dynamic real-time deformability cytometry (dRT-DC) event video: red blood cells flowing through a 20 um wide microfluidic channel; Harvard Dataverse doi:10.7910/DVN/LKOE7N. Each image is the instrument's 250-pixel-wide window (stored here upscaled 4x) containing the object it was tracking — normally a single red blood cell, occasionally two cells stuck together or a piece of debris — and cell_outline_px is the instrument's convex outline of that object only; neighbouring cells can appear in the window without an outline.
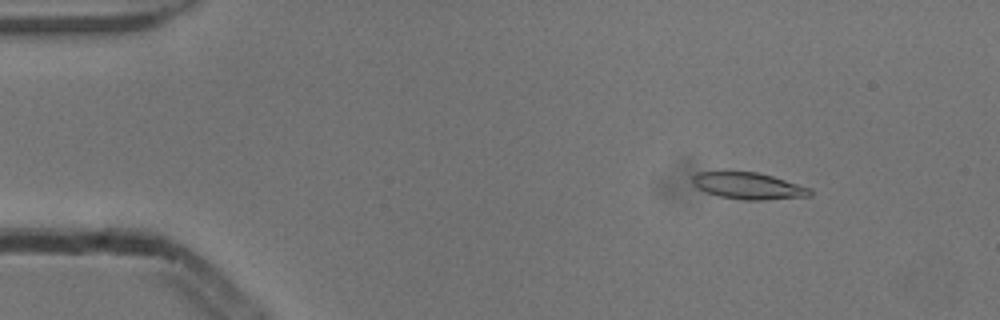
{"species": "common noctule bat (a hibernating species)", "species_latin": "Nyctalus noctula", "temperature_condition": "cold", "stored_images_in_passage": 7, "camera_frame_rate_fps": 3000, "um_per_image_px": 0.085, "animal": {"sex": "male", "body_mass_g": 13.3}, "frame": {"image": 1, "passage_image": 2, "time_ms": 0.333, "image_size_px": [1000, 320], "cell_outline_px": [[812, 196], [764, 200], [744, 200], [720, 196], [704, 192], [692, 184], [692, 176], [700, 172], [724, 168], [760, 172], [812, 188]], "centroid_in_image_um": [63.57, 15.75], "position_along_channel_um": 21.4, "area_um2": 19.25}}
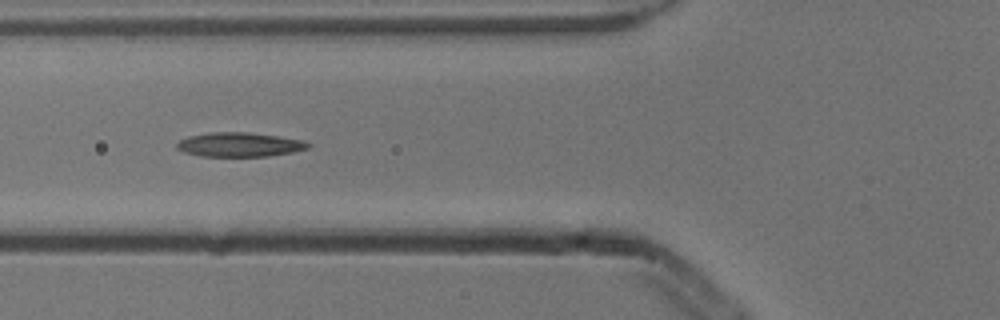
{"frame": {"image": 2, "passage_image": 5, "time_ms": 1.333, "image_size_px": [1000, 320], "cell_outline_px": [[312, 144], [308, 148], [292, 152], [268, 156], [200, 156], [184, 152], [176, 148], [176, 144], [180, 140], [188, 136], [208, 132], [248, 132], [304, 140]], "centroid_in_image_um": [20.34, 12.29], "position_along_channel_um": 105.5, "area_um2": 18.55}}
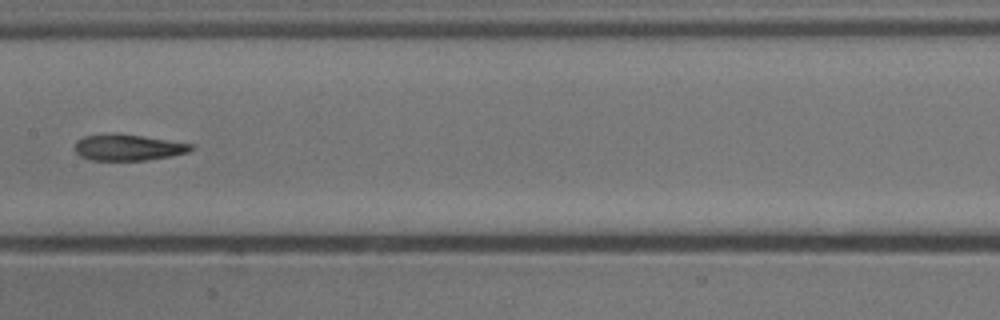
{"frame": {"image": 3, "passage_image": 7, "time_ms": 2.0, "image_size_px": [1000, 320], "cell_outline_px": [[196, 148], [188, 152], [148, 160], [92, 160], [80, 156], [76, 152], [76, 140], [84, 136], [112, 132], [144, 136], [192, 144]], "centroid_in_image_um": [10.88, 12.52], "position_along_channel_um": 196.5, "area_um2": 17.8}}